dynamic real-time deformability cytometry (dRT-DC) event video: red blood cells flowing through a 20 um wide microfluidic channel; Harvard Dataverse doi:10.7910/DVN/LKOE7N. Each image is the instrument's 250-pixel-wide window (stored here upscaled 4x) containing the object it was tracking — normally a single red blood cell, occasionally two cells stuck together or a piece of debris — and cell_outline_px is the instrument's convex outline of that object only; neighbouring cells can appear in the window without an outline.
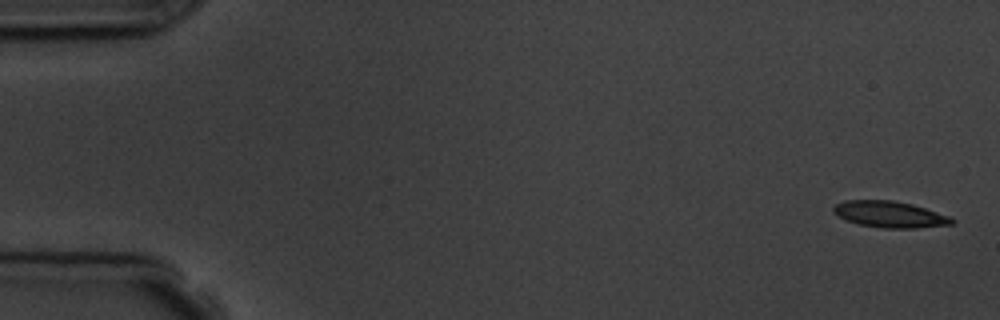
{"species": "common noctule bat (a hibernating species)", "species_latin": "Nyctalus noctula", "temperature_condition": "room temperature", "stored_images_in_passage": 5, "camera_frame_rate_fps": 3000, "um_per_image_px": 0.085, "animal": {"sex": "male", "body_mass_g": 19.5, "forearm_length_mm": 54.6}, "frame": {"image": 1, "passage_image": 1, "time_ms": 0.0, "image_size_px": [1000, 320], "cell_outline_px": [[956, 220], [952, 224], [916, 228], [884, 228], [860, 224], [844, 220], [832, 212], [832, 208], [836, 204], [844, 200], [892, 200], [912, 204], [948, 216]], "centroid_in_image_um": [75.58, 18.22], "position_along_channel_um": 9.4, "area_um2": 18.09}}
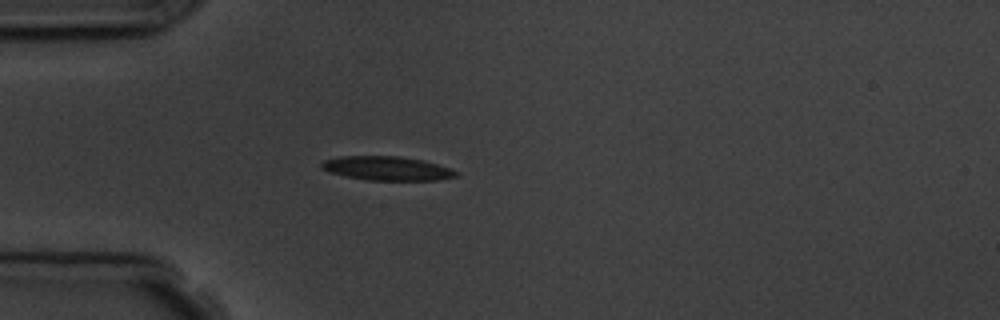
{"frame": {"image": 2, "passage_image": 5, "time_ms": 4.667, "image_size_px": [1000, 320], "cell_outline_px": [[460, 176], [436, 180], [368, 180], [328, 172], [320, 168], [320, 164], [324, 160], [340, 156], [400, 156], [424, 160], [452, 168], [460, 172]], "centroid_in_image_um": [32.95, 14.31], "position_along_channel_um": 52.1, "area_um2": 19.02}}